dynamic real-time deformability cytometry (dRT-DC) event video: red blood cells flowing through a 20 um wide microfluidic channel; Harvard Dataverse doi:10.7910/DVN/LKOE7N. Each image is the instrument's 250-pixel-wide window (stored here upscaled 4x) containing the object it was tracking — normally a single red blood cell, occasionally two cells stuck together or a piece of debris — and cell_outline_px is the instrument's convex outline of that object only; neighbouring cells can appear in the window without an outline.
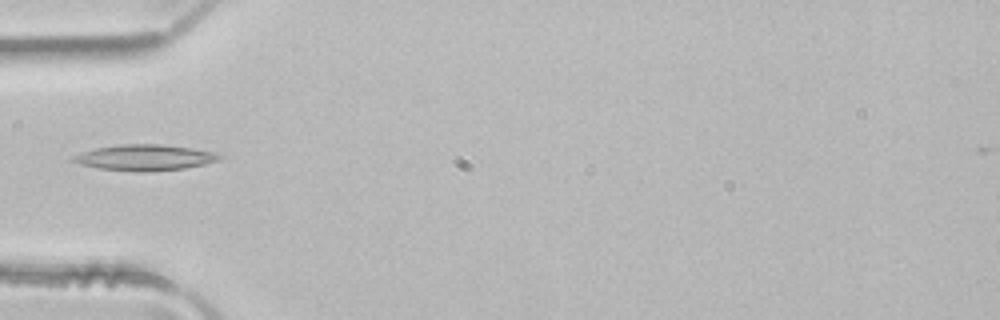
{"species": "common noctule bat (a hibernating species)", "species_latin": "Nyctalus noctula", "temperature_condition": "room temperature", "stored_images_in_passage": 3, "camera_frame_rate_fps": 3000, "um_per_image_px": 0.085, "animal": {"sex": "male", "body_mass_g": 21.5, "forearm_length_mm": 52.0}, "frame": {"image": 1, "passage_image": 3, "time_ms": 0.667, "image_size_px": [1000, 320], "cell_outline_px": [[224, 156], [220, 160], [204, 164], [184, 168], [144, 172], [140, 172], [100, 168], [80, 164], [72, 160], [72, 156], [96, 148], [120, 144], [164, 144], [192, 148], [216, 152]], "centroid_in_image_um": [12.37, 13.38], "position_along_channel_um": 72.6, "area_um2": 21.96}}